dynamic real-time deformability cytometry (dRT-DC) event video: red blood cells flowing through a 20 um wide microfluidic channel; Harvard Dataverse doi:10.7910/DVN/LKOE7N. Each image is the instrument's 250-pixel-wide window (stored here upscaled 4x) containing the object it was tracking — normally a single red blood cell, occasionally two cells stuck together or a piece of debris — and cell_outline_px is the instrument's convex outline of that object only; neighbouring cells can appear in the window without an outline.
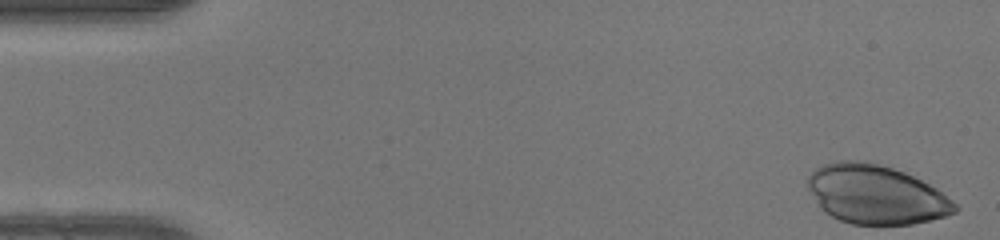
{"species": "human", "species_latin": "Homo sapiens", "temperature_condition": "warm", "stored_images_in_passage": 43, "camera_frame_rate_fps": 3000, "um_per_image_px": 0.085, "donor": {"sex": "female"}, "frame": {"image": 1, "passage_image": 1, "time_ms": 0.0, "image_size_px": [1000, 240], "cell_outline_px": [[960, 208], [956, 212], [944, 216], [912, 224], [852, 224], [840, 220], [824, 212], [820, 208], [808, 188], [808, 176], [816, 168], [824, 164], [836, 160], [860, 160], [892, 168], [904, 172], [936, 188], [952, 200]], "centroid_in_image_um": [74.43, 16.53], "position_along_channel_um": 10.6, "area_um2": 50.23}}
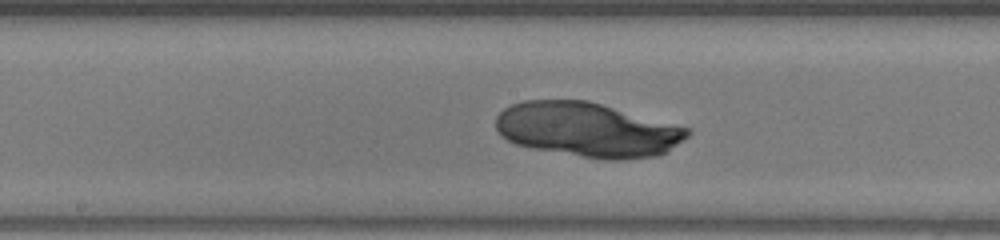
{"frame": {"image": 2, "passage_image": 25, "time_ms": 8.0, "image_size_px": [1000, 240], "cell_outline_px": [[692, 132], [688, 136], [668, 152], [660, 156], [624, 160], [604, 160], [532, 148], [516, 144], [508, 140], [496, 128], [496, 116], [504, 108], [512, 104], [524, 100], [588, 100], [692, 128]], "centroid_in_image_um": [50.0, 11.03], "position_along_channel_um": 198.2, "area_um2": 61.27}}
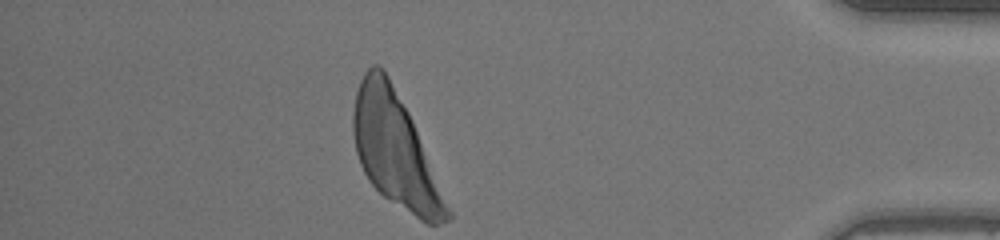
{"frame": {"image": 3, "passage_image": 43, "time_ms": 14.0, "image_size_px": [1000, 240], "cell_outline_px": [[452, 220], [436, 224], [428, 224], [420, 220], [384, 196], [368, 180], [360, 164], [356, 152], [352, 132], [352, 116], [356, 92], [360, 80], [364, 72], [372, 64], [380, 64], [384, 68], [408, 112], [412, 120], [452, 212]], "centroid_in_image_um": [33.57, 12.74], "position_along_channel_um": 401.6, "area_um2": 61.73}}